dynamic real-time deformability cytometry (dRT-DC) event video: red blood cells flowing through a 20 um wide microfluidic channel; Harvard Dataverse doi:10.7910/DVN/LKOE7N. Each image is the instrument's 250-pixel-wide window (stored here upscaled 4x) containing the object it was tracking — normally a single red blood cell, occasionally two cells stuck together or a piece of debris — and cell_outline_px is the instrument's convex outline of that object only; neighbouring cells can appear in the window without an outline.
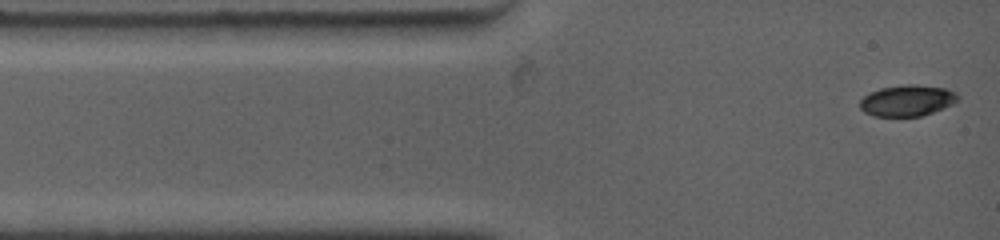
{"species": "common noctule bat (a hibernating species)", "species_latin": "Nyctalus noctula", "temperature_condition": "warm", "stored_images_in_passage": 65, "camera_frame_rate_fps": 4500, "um_per_image_px": 0.085, "animal": {"sex": "female", "body_mass_g": 19.0, "forearm_length_mm": 53.3}, "frame": {"image": 1, "passage_image": 1, "time_ms": 0.0, "image_size_px": [1000, 240], "cell_outline_px": [[960, 100], [944, 108], [920, 116], [872, 116], [864, 112], [860, 108], [860, 100], [868, 92], [880, 88], [908, 84], [912, 84], [944, 88], [956, 92], [960, 96]], "centroid_in_image_um": [77.11, 8.54], "position_along_channel_um": 7.9, "area_um2": 17.86}}
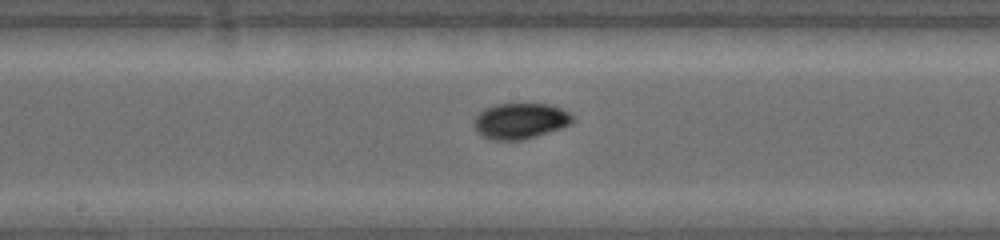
{"frame": {"image": 2, "passage_image": 17, "time_ms": 6.222, "image_size_px": [1000, 240], "cell_outline_px": [[576, 120], [572, 124], [536, 136], [520, 140], [492, 140], [480, 136], [476, 132], [476, 116], [484, 108], [496, 104], [552, 104], [568, 112]], "centroid_in_image_um": [44.24, 10.28], "position_along_channel_um": 204.0, "area_um2": 20.52}}
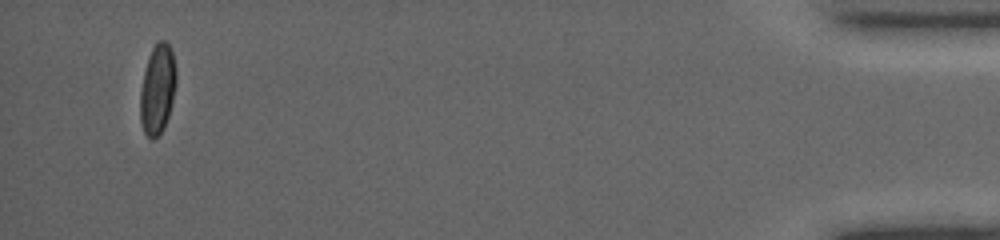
{"frame": {"image": 3, "passage_image": 54, "time_ms": 15.111, "image_size_px": [1000, 240], "cell_outline_px": [[176, 84], [168, 116], [164, 128], [152, 140], [144, 132], [140, 120], [140, 92], [144, 72], [148, 56], [152, 48], [160, 40], [164, 40], [168, 44], [172, 52], [176, 72]], "centroid_in_image_um": [13.38, 7.58], "position_along_channel_um": 421.8, "area_um2": 18.61}, "authors_computed_cell_mechanics": {"area_um2": 18.5538, "velocity_mm_per_s": 3.8099, "shape_relaxation_time_tau1_ms": 2.962, "shape_relaxation_time_tau2_ms": null, "deformation_change_tau1": 0.1184, "deformation_change_tau2": null}}